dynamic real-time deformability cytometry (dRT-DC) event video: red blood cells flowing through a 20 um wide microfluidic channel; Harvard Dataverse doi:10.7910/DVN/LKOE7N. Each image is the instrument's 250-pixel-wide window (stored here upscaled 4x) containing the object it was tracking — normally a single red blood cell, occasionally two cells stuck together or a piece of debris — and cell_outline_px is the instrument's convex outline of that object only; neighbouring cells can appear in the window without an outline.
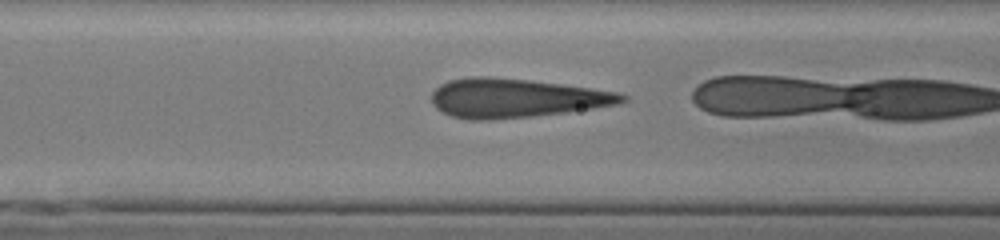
{"species": "human", "species_latin": "Homo sapiens", "temperature_condition": "cold", "stored_images_in_passage": 4, "camera_frame_rate_fps": 3000, "um_per_image_px": 0.085, "donor": {"sex": "male"}, "frame": {"image": 1, "passage_image": 3, "time_ms": 0.667, "image_size_px": [1000, 240], "cell_outline_px": [[628, 100], [620, 104], [564, 112], [532, 116], [488, 120], [468, 120], [452, 116], [436, 108], [432, 104], [432, 92], [440, 84], [448, 80], [472, 76], [488, 76], [528, 80], [560, 84], [616, 92], [628, 96]], "centroid_in_image_um": [43.81, 8.34], "position_along_channel_um": 122.8, "area_um2": 43.06}}